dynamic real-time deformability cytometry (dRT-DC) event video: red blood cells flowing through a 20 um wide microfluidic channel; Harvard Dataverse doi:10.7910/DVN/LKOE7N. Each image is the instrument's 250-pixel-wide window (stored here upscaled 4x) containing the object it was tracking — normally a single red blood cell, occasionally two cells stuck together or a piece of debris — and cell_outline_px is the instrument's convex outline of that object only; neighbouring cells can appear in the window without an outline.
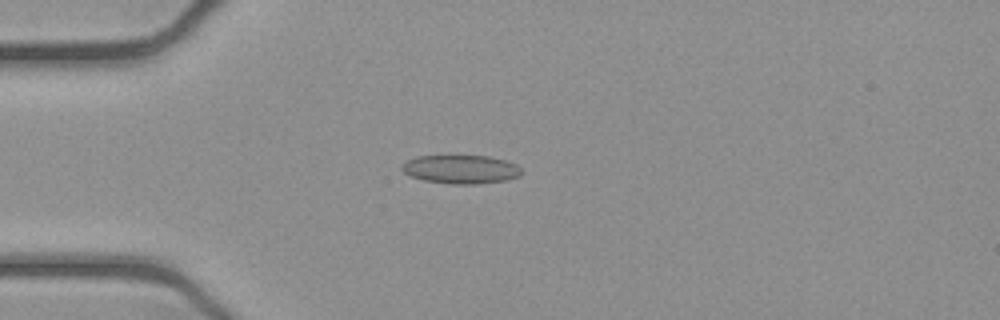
{"species": "common noctule bat (a hibernating species)", "species_latin": "Nyctalus noctula", "temperature_condition": "cold", "stored_images_in_passage": 52, "camera_frame_rate_fps": 3000, "um_per_image_px": 0.085, "animal": {"sex": "female", "body_mass_g": 21.9}, "frame": {"image": 1, "passage_image": 14, "time_ms": 4.333, "image_size_px": [1000, 320], "cell_outline_px": [[524, 172], [520, 176], [508, 180], [480, 184], [452, 184], [424, 180], [412, 176], [404, 172], [400, 168], [408, 160], [416, 156], [488, 156], [508, 160], [516, 164]], "centroid_in_image_um": [39.25, 14.39], "position_along_channel_um": 45.8, "area_um2": 20.06}}
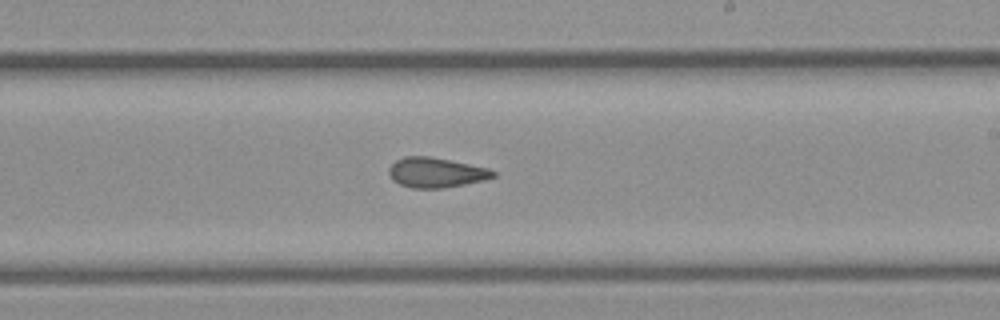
{"frame": {"image": 2, "passage_image": 31, "time_ms": 10.0, "image_size_px": [1000, 320], "cell_outline_px": [[496, 176], [484, 180], [464, 184], [440, 188], [412, 188], [400, 184], [392, 180], [388, 172], [388, 168], [396, 160], [404, 156], [428, 156], [488, 168], [496, 172]], "centroid_in_image_um": [37.03, 14.66], "position_along_channel_um": 252.0, "area_um2": 18.03}}
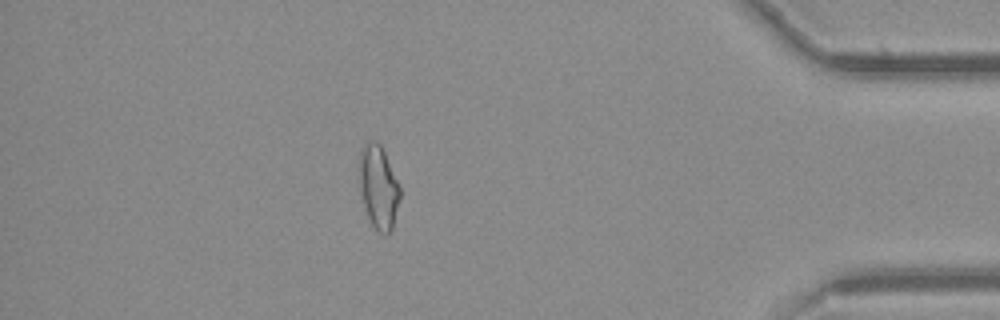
{"frame": {"image": 3, "passage_image": 46, "time_ms": 15.0, "image_size_px": [1000, 320], "cell_outline_px": [[400, 196], [392, 228], [388, 232], [380, 232], [372, 224], [368, 216], [364, 204], [360, 184], [360, 148], [364, 144], [372, 140], [376, 140], [380, 144], [384, 152], [400, 188]], "centroid_in_image_um": [32.17, 15.85], "position_along_channel_um": 403.0, "area_um2": 19.02}, "authors_computed_cell_mechanics": {"area_um2": 19.0451, "velocity_mm_per_s": 3.918, "shape_relaxation_time_tau1_ms": null, "shape_relaxation_time_tau2_ms": 3.82, "deformation_change_tau1": null, "deformation_change_tau2": 0.097}}